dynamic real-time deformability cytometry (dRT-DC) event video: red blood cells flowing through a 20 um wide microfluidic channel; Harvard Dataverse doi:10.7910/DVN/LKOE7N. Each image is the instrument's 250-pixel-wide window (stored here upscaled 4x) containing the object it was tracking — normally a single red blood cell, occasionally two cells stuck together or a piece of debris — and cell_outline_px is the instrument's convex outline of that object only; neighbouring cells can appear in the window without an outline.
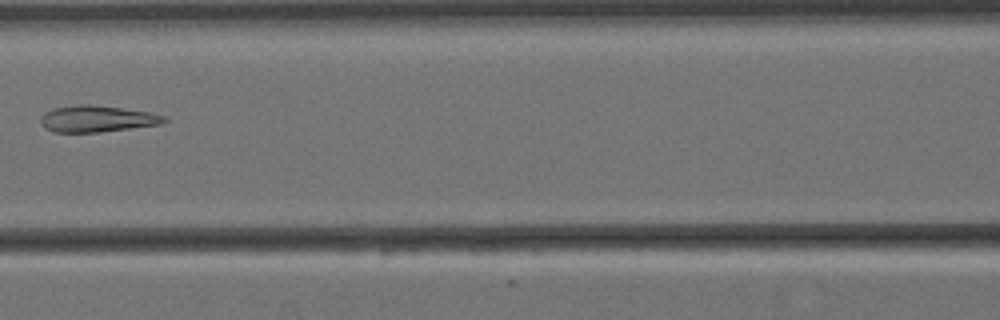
{"species": "Egyptian fruit bat (a non-hibernating species)", "species_latin": "Rousettus aegyptiacus", "temperature_condition": "cold", "stored_images_in_passage": 7, "camera_frame_rate_fps": 3000, "um_per_image_px": 0.085, "animal": {"sex": "female"}, "frame": {"image": 1, "passage_image": 7, "time_ms": 2.0, "image_size_px": [1000, 320], "cell_outline_px": [[168, 120], [160, 124], [100, 132], [52, 132], [44, 128], [40, 124], [40, 116], [44, 112], [52, 108], [80, 104], [88, 104], [120, 108], [148, 112], [164, 116]], "centroid_in_image_um": [8.16, 10.1], "position_along_channel_um": 158.4, "area_um2": 19.02}}